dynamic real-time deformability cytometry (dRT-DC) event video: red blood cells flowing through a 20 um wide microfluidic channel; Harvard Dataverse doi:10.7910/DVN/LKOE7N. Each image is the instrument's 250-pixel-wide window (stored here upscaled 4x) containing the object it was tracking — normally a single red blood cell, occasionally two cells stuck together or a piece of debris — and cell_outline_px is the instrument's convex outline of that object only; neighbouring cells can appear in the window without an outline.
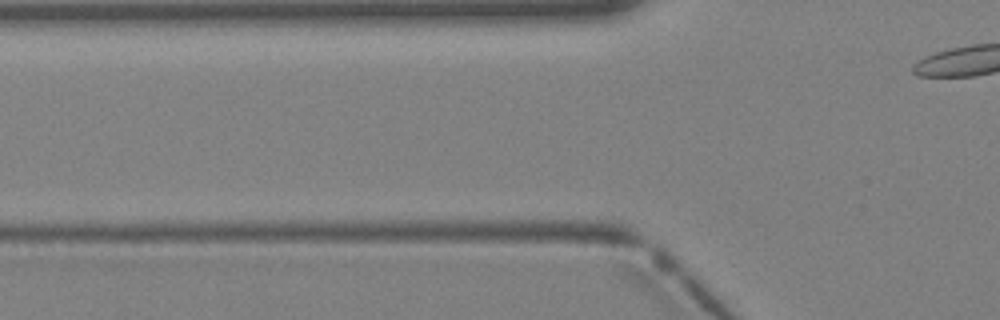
{"species": "Egyptian fruit bat (a non-hibernating species)", "species_latin": "Rousettus aegyptiacus", "temperature_condition": "warm", "stored_images_in_passage": 7, "camera_frame_rate_fps": 3000, "um_per_image_px": 0.085, "animal": {"sex": "female"}, "frame": {"image": 1, "passage_image": 5, "time_ms": 1.333, "image_size_px": [1000, 320], "cell_outline_px": [[720, 48], [716, 60], [704, 72], [684, 88], [672, 96], [664, 100], [640, 104], [640, 100], [652, 80], [700, 40], [716, 32]], "centroid_in_image_um": [58.08, 5.99], "position_along_channel_um": 67.7, "area_um2": 16.24}}